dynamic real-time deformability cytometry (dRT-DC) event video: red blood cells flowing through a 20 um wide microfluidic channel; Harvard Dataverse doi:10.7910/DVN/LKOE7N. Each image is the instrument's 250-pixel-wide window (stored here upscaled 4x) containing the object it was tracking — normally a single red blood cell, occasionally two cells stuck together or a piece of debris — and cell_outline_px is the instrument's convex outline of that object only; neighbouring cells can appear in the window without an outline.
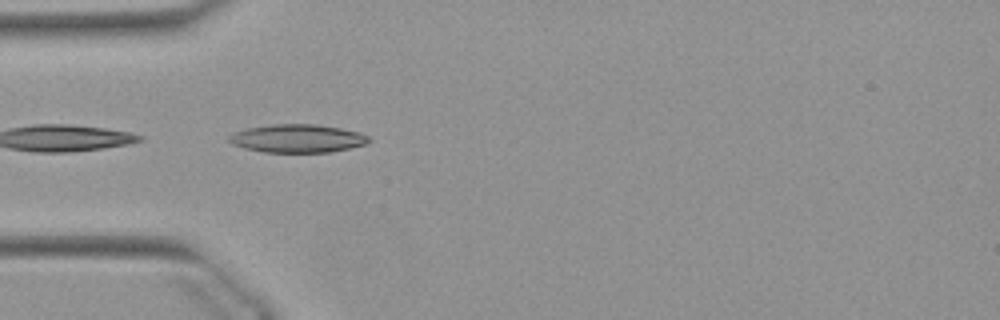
{"species": "Egyptian fruit bat (a non-hibernating species)", "species_latin": "Rousettus aegyptiacus", "temperature_condition": "warm", "stored_images_in_passage": 9, "camera_frame_rate_fps": 3000, "um_per_image_px": 0.085, "animal": {"sex": "female"}, "frame": {"image": 1, "passage_image": 6, "time_ms": 1.667, "image_size_px": [1000, 320], "cell_outline_px": [[372, 140], [364, 144], [348, 148], [328, 152], [264, 152], [244, 148], [232, 144], [228, 140], [228, 136], [236, 132], [248, 128], [272, 124], [316, 124], [340, 128], [360, 132], [368, 136]], "centroid_in_image_um": [25.28, 11.76], "position_along_channel_um": 59.7, "area_um2": 22.83}}